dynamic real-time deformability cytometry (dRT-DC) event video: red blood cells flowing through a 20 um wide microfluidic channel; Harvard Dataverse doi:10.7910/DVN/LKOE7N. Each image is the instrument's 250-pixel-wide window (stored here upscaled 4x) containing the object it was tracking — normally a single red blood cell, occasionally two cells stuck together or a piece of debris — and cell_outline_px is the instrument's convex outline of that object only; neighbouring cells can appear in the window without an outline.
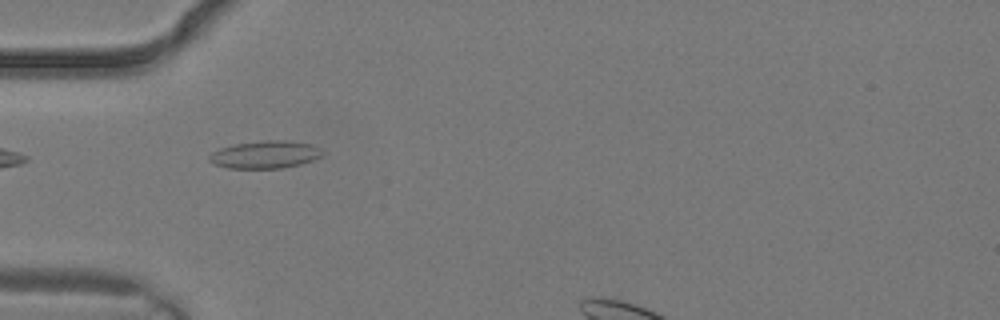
{"species": "common noctule bat (a hibernating species)", "species_latin": "Nyctalus noctula", "temperature_condition": "warm", "stored_images_in_passage": 4, "camera_frame_rate_fps": 3000, "um_per_image_px": 0.085, "animal": {"sex": "male", "body_mass_g": 19.2, "forearm_length_mm": 51.8}, "frame": {"image": 1, "passage_image": 3, "time_ms": 0.667, "image_size_px": [1000, 320], "cell_outline_px": [[324, 152], [320, 156], [312, 160], [300, 164], [280, 168], [228, 168], [216, 164], [208, 160], [208, 156], [212, 152], [220, 148], [236, 144], [264, 140], [288, 140], [312, 144], [320, 148]], "centroid_in_image_um": [22.55, 13.13], "position_along_channel_um": 62.5, "area_um2": 18.09}}